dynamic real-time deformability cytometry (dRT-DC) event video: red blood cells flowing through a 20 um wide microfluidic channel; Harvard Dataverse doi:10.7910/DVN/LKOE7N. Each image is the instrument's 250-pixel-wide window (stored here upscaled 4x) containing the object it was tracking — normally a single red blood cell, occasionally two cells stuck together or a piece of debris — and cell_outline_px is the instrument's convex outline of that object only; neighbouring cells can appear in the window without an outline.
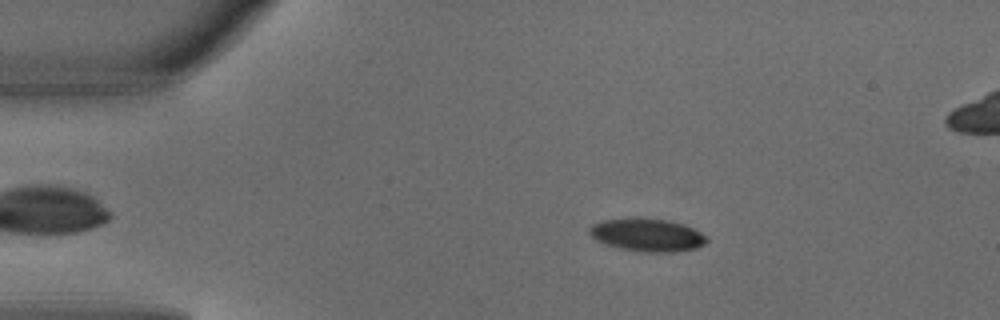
{"species": "common noctule bat (a hibernating species)", "species_latin": "Nyctalus noctula", "temperature_condition": "warm", "stored_images_in_passage": 4, "camera_frame_rate_fps": 3000, "um_per_image_px": 0.085, "animal": {"sex": "male", "body_mass_g": 18.8}, "frame": {"image": 1, "passage_image": 2, "time_ms": 0.333, "image_size_px": [1000, 320], "cell_outline_px": [[708, 240], [704, 244], [696, 248], [672, 252], [644, 252], [620, 248], [596, 240], [588, 232], [588, 228], [592, 224], [604, 220], [664, 220], [684, 224], [708, 236]], "centroid_in_image_um": [55.05, 20.0], "position_along_channel_um": 30.0, "area_um2": 21.73}}